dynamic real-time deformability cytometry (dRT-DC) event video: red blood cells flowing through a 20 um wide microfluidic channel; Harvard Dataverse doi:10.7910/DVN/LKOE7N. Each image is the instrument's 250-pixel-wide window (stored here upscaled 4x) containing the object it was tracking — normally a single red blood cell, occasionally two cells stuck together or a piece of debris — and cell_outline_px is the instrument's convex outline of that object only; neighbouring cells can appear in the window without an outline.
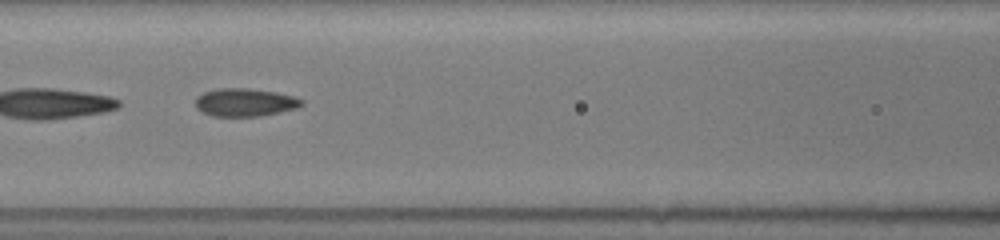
{"species": "common noctule bat (a hibernating species)", "species_latin": "Nyctalus noctula", "temperature_condition": "room temperature", "stored_images_in_passage": 40, "segment_of_instrument_passage": [2, 2], "camera_frame_rate_fps": 3000, "um_per_image_px": 0.085, "animal": {"sex": "female", "body_mass_g": 19.5, "forearm_length_mm": 54.1}, "frame": {"image": 1, "passage_image": 14, "time_ms": 7.667, "image_size_px": [1000, 240], "cell_outline_px": [[304, 104], [296, 108], [280, 112], [260, 116], [212, 116], [196, 108], [196, 96], [204, 92], [216, 88], [248, 88], [276, 92], [292, 96], [304, 100]], "centroid_in_image_um": [20.82, 8.69], "position_along_channel_um": 145.8, "area_um2": 17.34}}
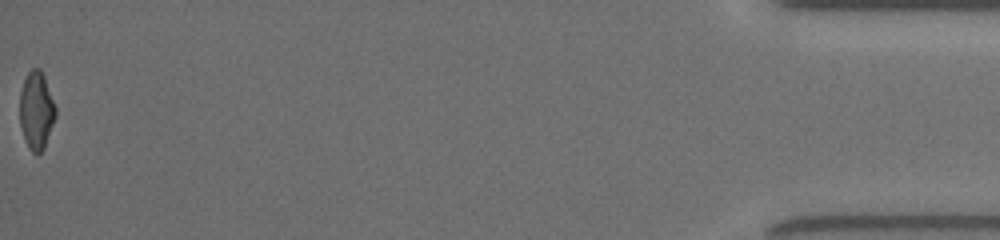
{"frame": {"image": 2, "passage_image": 40, "time_ms": 17.0, "image_size_px": [1000, 240], "cell_outline_px": [[56, 116], [44, 148], [36, 156], [28, 148], [20, 124], [20, 92], [24, 80], [28, 72], [32, 68], [40, 68], [44, 76], [56, 108]], "centroid_in_image_um": [3.09, 9.4], "position_along_channel_um": 432.1, "area_um2": 16.18}}